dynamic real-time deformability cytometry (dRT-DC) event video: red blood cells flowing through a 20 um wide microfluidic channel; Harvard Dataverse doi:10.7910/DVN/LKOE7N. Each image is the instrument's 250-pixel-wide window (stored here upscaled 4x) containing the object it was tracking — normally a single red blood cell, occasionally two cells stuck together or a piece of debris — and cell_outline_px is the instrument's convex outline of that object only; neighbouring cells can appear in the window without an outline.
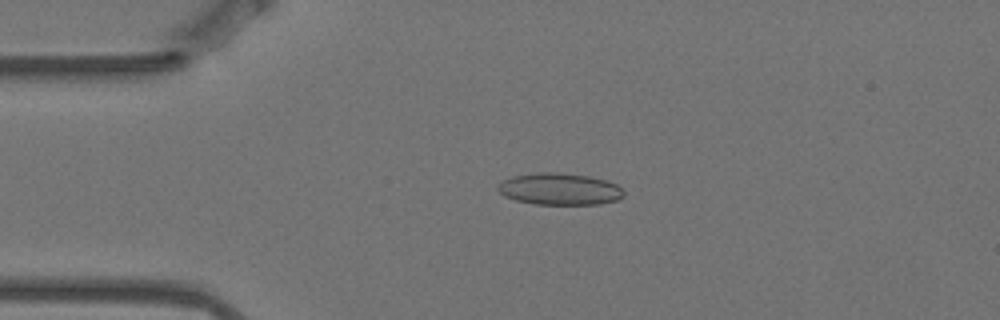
{"species": "Egyptian fruit bat (a non-hibernating species)", "species_latin": "Rousettus aegyptiacus", "temperature_condition": "warm", "stored_images_in_passage": 5, "camera_frame_rate_fps": 3000, "um_per_image_px": 0.085, "animal": {"sex": "female"}, "frame": {"image": 1, "passage_image": 4, "time_ms": 1.0, "image_size_px": [1000, 320], "cell_outline_px": [[624, 196], [616, 200], [600, 204], [536, 204], [516, 200], [504, 196], [496, 188], [504, 180], [512, 176], [540, 172], [556, 172], [588, 176], [608, 180], [616, 184], [624, 192]], "centroid_in_image_um": [47.58, 16.06], "position_along_channel_um": 37.4, "area_um2": 23.24}}